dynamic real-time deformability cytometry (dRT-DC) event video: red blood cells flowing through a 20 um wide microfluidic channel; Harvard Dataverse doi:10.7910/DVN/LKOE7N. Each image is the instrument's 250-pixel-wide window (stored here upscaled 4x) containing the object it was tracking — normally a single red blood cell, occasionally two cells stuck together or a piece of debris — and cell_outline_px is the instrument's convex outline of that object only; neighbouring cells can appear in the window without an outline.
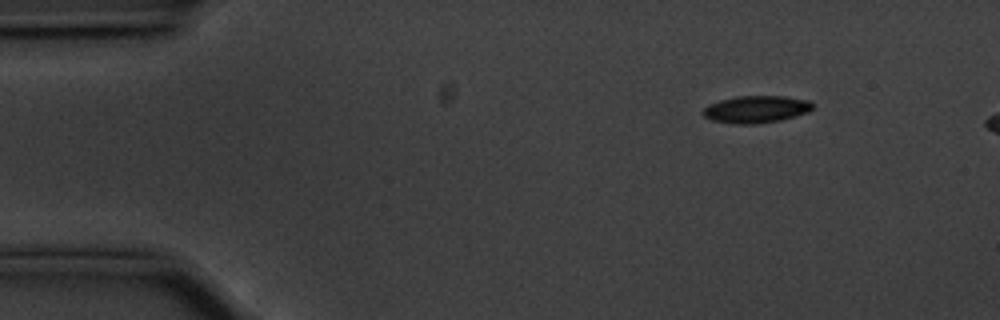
{"species": "common noctule bat (a hibernating species)", "species_latin": "Nyctalus noctula", "temperature_condition": "cold", "stored_images_in_passage": 6, "camera_frame_rate_fps": 3000, "um_per_image_px": 0.085, "animal": {"sex": "male", "body_mass_g": 20.1, "forearm_length_mm": 53.5}, "frame": {"image": 1, "passage_image": 1, "time_ms": 0.0, "image_size_px": [1000, 320], "cell_outline_px": [[816, 104], [808, 112], [780, 120], [756, 124], [732, 124], [712, 120], [704, 116], [704, 108], [708, 104], [720, 100], [736, 96], [784, 96], [808, 100]], "centroid_in_image_um": [64.28, 9.28], "position_along_channel_um": 20.7, "area_um2": 17.4}}